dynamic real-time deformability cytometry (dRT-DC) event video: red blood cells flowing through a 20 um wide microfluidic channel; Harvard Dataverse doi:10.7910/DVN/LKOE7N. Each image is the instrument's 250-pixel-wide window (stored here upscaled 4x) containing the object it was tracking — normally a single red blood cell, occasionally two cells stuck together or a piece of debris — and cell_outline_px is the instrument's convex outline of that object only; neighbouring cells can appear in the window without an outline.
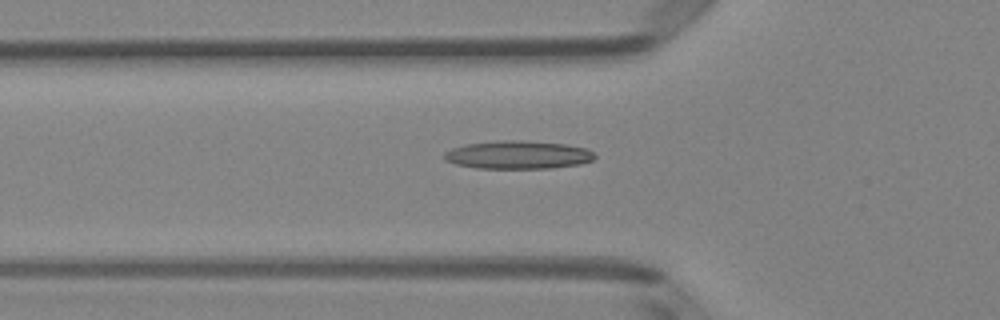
{"species": "Egyptian fruit bat (a non-hibernating species)", "species_latin": "Rousettus aegyptiacus", "temperature_condition": "room temperature", "stored_images_in_passage": 45, "camera_frame_rate_fps": 3000, "um_per_image_px": 0.085, "animal": {"sex": "female"}, "frame": {"image": 1, "passage_image": 17, "time_ms": 5.333, "image_size_px": [1000, 320], "cell_outline_px": [[596, 156], [592, 160], [580, 164], [552, 168], [476, 168], [456, 164], [444, 160], [444, 152], [452, 148], [464, 144], [500, 140], [520, 140], [564, 144], [584, 148], [592, 152]], "centroid_in_image_um": [43.99, 13.16], "position_along_channel_um": 81.8, "area_um2": 24.62}}
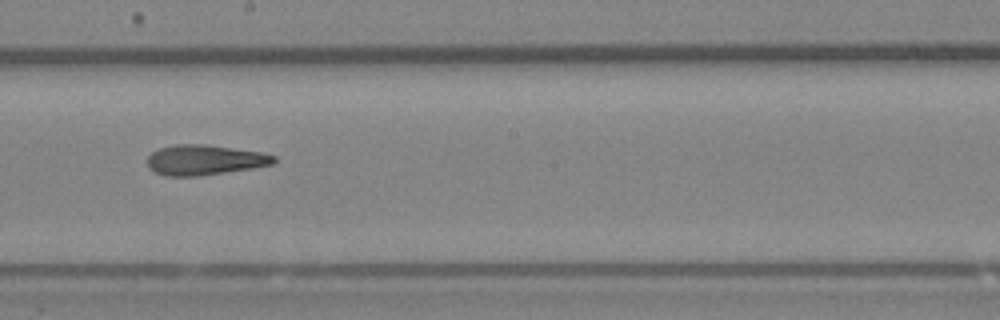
{"frame": {"image": 2, "passage_image": 28, "time_ms": 9.0, "image_size_px": [1000, 320], "cell_outline_px": [[276, 160], [272, 164], [252, 168], [200, 176], [164, 176], [148, 168], [148, 156], [152, 152], [160, 148], [176, 144], [204, 144], [260, 152], [276, 156]], "centroid_in_image_um": [17.37, 13.6], "position_along_channel_um": 230.8, "area_um2": 22.14}}
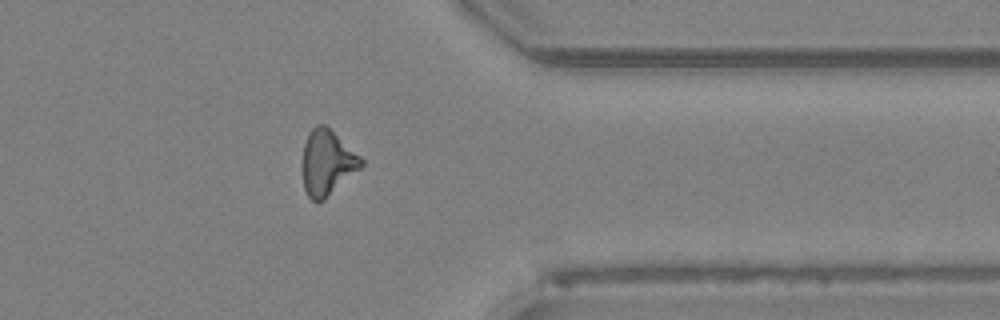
{"frame": {"image": 3, "passage_image": 40, "time_ms": 13.0, "image_size_px": [1000, 320], "cell_outline_px": [[364, 164], [360, 168], [324, 200], [316, 204], [308, 196], [304, 188], [300, 168], [300, 164], [304, 144], [312, 128], [316, 124], [324, 124], [360, 156], [364, 160]], "centroid_in_image_um": [27.75, 13.86], "position_along_channel_um": 383.6, "area_um2": 22.48}}